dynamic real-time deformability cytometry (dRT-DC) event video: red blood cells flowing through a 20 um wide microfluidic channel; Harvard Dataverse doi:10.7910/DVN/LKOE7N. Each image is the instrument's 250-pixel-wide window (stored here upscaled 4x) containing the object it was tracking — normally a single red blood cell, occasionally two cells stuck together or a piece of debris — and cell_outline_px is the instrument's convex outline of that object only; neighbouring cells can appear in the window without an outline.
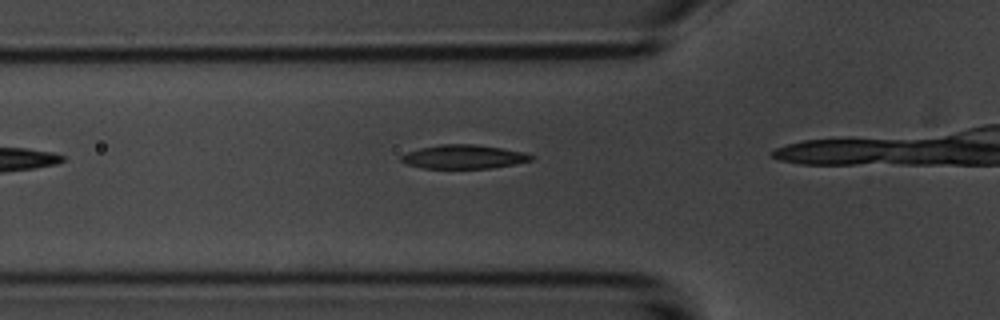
{"species": "common noctule bat (a hibernating species)", "species_latin": "Nyctalus noctula", "temperature_condition": "room temperature", "stored_images_in_passage": 7, "camera_frame_rate_fps": 3000, "um_per_image_px": 0.085, "animal": {"sex": "male", "body_mass_g": 20.1, "forearm_length_mm": 53.5}, "frame": {"image": 1, "passage_image": 7, "time_ms": 8.0, "image_size_px": [1000, 320], "cell_outline_px": [[536, 156], [532, 160], [492, 168], [420, 168], [408, 164], [400, 160], [400, 156], [408, 152], [420, 148], [440, 144], [476, 144], [524, 152]], "centroid_in_image_um": [39.41, 13.32], "position_along_channel_um": 86.4, "area_um2": 17.98}}